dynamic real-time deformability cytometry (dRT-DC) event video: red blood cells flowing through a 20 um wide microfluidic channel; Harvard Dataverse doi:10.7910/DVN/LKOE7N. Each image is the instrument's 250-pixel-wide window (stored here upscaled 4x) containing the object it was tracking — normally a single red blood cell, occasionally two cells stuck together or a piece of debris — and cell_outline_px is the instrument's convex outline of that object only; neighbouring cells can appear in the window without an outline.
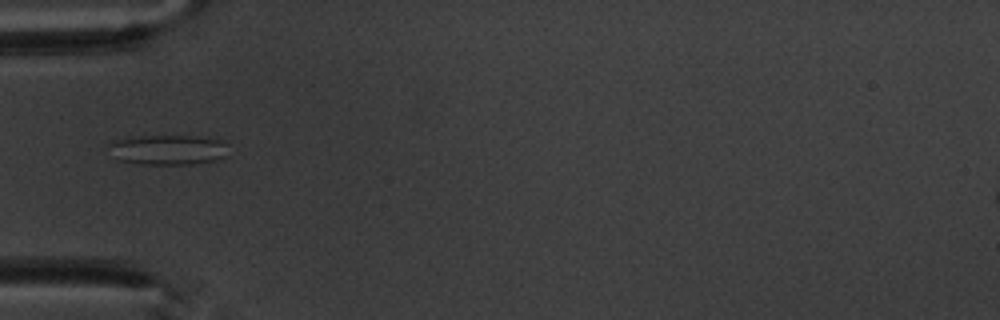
{"species": "common noctule bat (a hibernating species)", "species_latin": "Nyctalus noctula", "temperature_condition": "warm", "stored_images_in_passage": 5, "camera_frame_rate_fps": 3000, "um_per_image_px": 0.085, "animal": {"sex": "male", "body_mass_g": 20.1, "forearm_length_mm": 53.5}, "frame": {"image": 1, "passage_image": 5, "time_ms": 5.667, "image_size_px": [1000, 320], "cell_outline_px": [[228, 156], [212, 160], [192, 164], [140, 164], [116, 160], [112, 156], [108, 144], [112, 140], [140, 136], [200, 136], [224, 140], [228, 144]], "centroid_in_image_um": [14.29, 12.72], "position_along_channel_um": 70.7, "area_um2": 21.27}}